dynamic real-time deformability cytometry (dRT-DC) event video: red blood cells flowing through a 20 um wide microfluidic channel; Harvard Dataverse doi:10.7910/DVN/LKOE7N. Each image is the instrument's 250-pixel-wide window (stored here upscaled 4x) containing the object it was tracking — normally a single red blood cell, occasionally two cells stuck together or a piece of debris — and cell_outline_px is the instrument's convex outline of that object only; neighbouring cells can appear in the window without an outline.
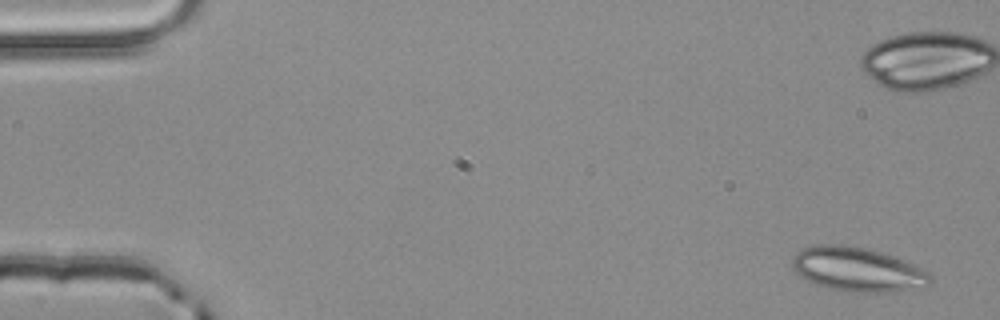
{"species": "common noctule bat (a hibernating species)", "species_latin": "Nyctalus noctula", "temperature_condition": "room temperature", "stored_images_in_passage": 4, "camera_frame_rate_fps": 3000, "um_per_image_px": 0.085, "animal": {"sex": "male", "body_mass_g": 20.4}, "frame": {"image": 1, "passage_image": 1, "time_ms": 0.0, "image_size_px": [1000, 320], "cell_outline_px": [[932, 280], [924, 288], [888, 292], [840, 292], [816, 284], [800, 276], [792, 268], [792, 256], [796, 252], [804, 248], [816, 244], [844, 244], [864, 248], [880, 252], [892, 256], [912, 264], [928, 272], [932, 276]], "centroid_in_image_um": [72.87, 22.91], "position_along_channel_um": 12.1, "area_um2": 35.72}}